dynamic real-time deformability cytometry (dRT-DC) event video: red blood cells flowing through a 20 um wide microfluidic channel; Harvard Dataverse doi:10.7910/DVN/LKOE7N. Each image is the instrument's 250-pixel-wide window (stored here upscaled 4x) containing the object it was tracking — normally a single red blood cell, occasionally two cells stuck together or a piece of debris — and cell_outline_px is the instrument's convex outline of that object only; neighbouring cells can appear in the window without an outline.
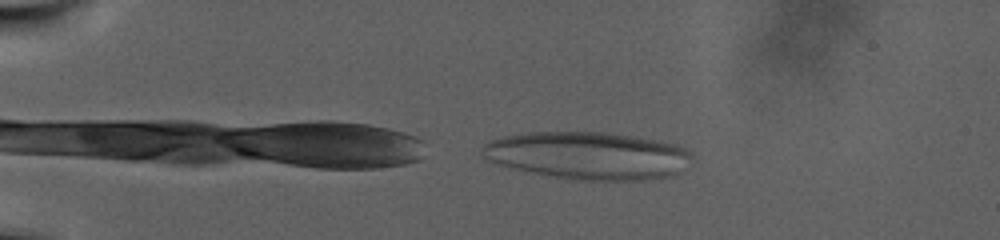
{"species": "human", "species_latin": "Homo sapiens", "temperature_condition": "warm", "stored_images_in_passage": 43, "camera_frame_rate_fps": 3000, "um_per_image_px": 0.085, "donor": {"sex": "male"}, "frame": {"image": 1, "passage_image": 3, "time_ms": 0.667, "image_size_px": [1000, 240], "cell_outline_px": [[692, 156], [680, 172], [672, 176], [640, 180], [576, 180], [516, 168], [500, 164], [488, 160], [480, 152], [480, 148], [488, 140], [504, 136], [528, 132], [604, 132], [660, 140], [676, 144], [692, 152]], "centroid_in_image_um": [50.0, 13.2], "position_along_channel_um": 35.0, "area_um2": 57.8}}
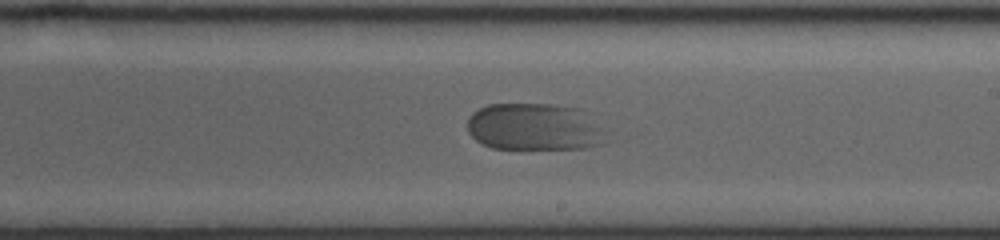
{"frame": {"image": 2, "passage_image": 25, "time_ms": 8.0, "image_size_px": [1000, 240], "cell_outline_px": [[608, 144], [588, 148], [492, 148], [476, 140], [468, 132], [468, 116], [472, 112], [488, 104], [552, 104], [584, 108], [600, 128]], "centroid_in_image_um": [45.45, 10.78], "position_along_channel_um": 243.6, "area_um2": 38.38}}
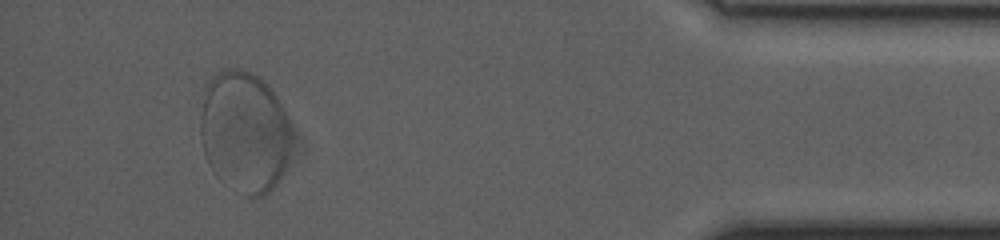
{"frame": {"image": 3, "passage_image": 40, "time_ms": 13.0, "image_size_px": [1000, 240], "cell_outline_px": [[288, 156], [284, 172], [280, 180], [264, 196], [248, 196], [220, 180], [216, 176], [204, 152], [200, 136], [200, 120], [204, 88], [208, 80], [216, 72], [224, 68], [236, 68], [260, 76], [272, 88], [280, 100], [284, 108], [288, 120]], "centroid_in_image_um": [20.75, 11.16], "position_along_channel_um": 414.4, "area_um2": 64.68}}